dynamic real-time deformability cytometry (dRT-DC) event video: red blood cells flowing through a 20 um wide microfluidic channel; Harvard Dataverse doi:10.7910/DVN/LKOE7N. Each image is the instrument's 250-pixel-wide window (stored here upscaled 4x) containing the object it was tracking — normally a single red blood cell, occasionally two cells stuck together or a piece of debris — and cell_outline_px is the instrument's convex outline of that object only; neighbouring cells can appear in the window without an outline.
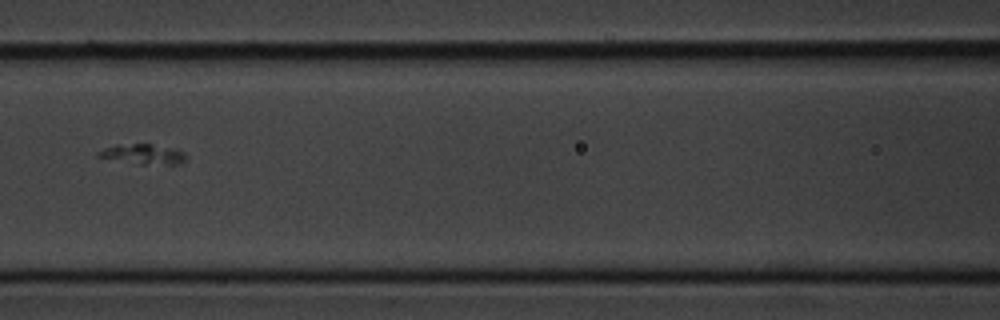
{"species": "common noctule bat (a hibernating species)", "species_latin": "Nyctalus noctula", "temperature_condition": "cold", "stored_images_in_passage": 6, "camera_frame_rate_fps": 3000, "um_per_image_px": 0.085, "animal": {"sex": "male", "body_mass_g": 20.1, "forearm_length_mm": 53.5}, "frame": {"image": 1, "passage_image": 5, "time_ms": 4.333, "image_size_px": [1000, 320], "cell_outline_px": [[184, 160], [180, 164], [140, 164], [96, 156], [96, 152], [104, 148], [116, 144], [152, 144], [172, 148], [184, 152]], "centroid_in_image_um": [12.13, 13.09], "position_along_channel_um": 154.5, "area_um2": 10.06}}